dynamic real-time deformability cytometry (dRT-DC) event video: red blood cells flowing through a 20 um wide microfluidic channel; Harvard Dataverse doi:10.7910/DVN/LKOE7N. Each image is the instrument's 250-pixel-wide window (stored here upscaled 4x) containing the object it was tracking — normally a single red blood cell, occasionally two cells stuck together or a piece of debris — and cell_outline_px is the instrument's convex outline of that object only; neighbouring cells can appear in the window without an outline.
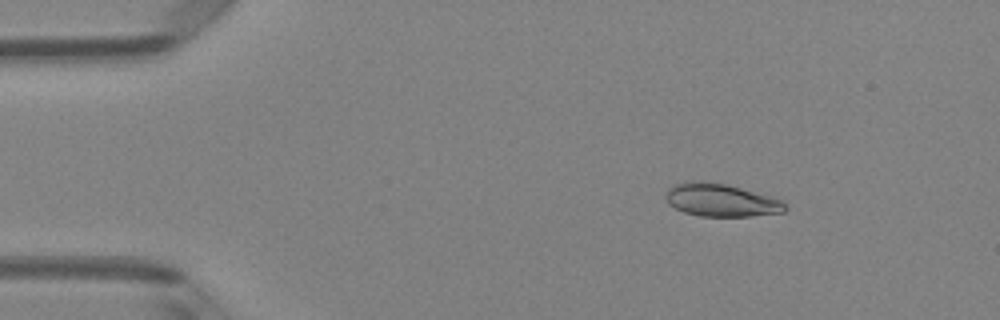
{"species": "Egyptian fruit bat (a non-hibernating species)", "species_latin": "Rousettus aegyptiacus", "temperature_condition": "room temperature", "stored_images_in_passage": 49, "camera_frame_rate_fps": 3000, "um_per_image_px": 0.085, "animal": {"sex": "female"}, "frame": {"image": 1, "passage_image": 7, "time_ms": 2.0, "image_size_px": [1000, 320], "cell_outline_px": [[788, 208], [784, 212], [752, 216], [700, 216], [684, 212], [668, 204], [664, 196], [668, 188], [684, 180], [700, 180], [724, 184], [772, 196], [784, 200], [788, 204]], "centroid_in_image_um": [61.3, 17.0], "position_along_channel_um": 23.7, "area_um2": 23.18}}
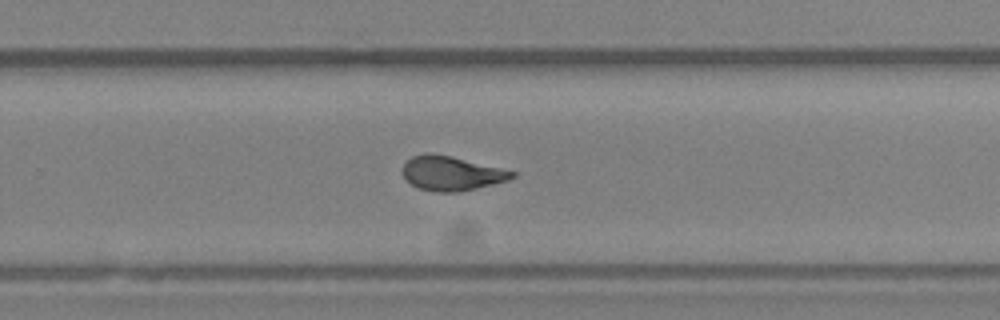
{"frame": {"image": 2, "passage_image": 32, "time_ms": 10.333, "image_size_px": [1000, 320], "cell_outline_px": [[516, 176], [508, 180], [476, 188], [456, 192], [436, 192], [420, 188], [412, 184], [404, 176], [400, 168], [412, 156], [424, 152], [428, 152], [452, 156], [516, 172]], "centroid_in_image_um": [38.34, 14.72], "position_along_channel_um": 291.5, "area_um2": 21.79}}
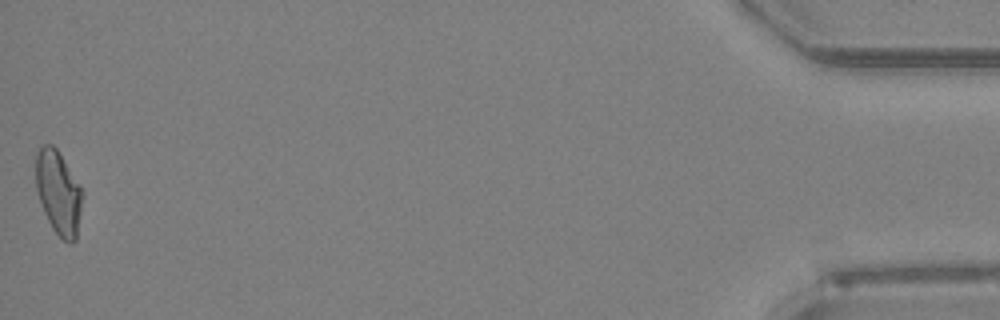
{"frame": {"image": 3, "passage_image": 49, "time_ms": 16.0, "image_size_px": [1000, 320], "cell_outline_px": [[80, 212], [76, 240], [72, 244], [68, 244], [52, 228], [44, 212], [36, 188], [36, 152], [44, 144], [52, 144], [56, 148], [80, 184]], "centroid_in_image_um": [4.95, 16.36], "position_along_channel_um": 430.3, "area_um2": 22.25}, "authors_computed_cell_mechanics": {"area_um2": 22.542, "velocity_mm_per_s": 4.1326, "shape_relaxation_time_tau1_ms": 9.0068, "shape_relaxation_time_tau2_ms": 1.276, "deformation_change_tau1": 0.2264, "deformation_change_tau2": 0.063}}